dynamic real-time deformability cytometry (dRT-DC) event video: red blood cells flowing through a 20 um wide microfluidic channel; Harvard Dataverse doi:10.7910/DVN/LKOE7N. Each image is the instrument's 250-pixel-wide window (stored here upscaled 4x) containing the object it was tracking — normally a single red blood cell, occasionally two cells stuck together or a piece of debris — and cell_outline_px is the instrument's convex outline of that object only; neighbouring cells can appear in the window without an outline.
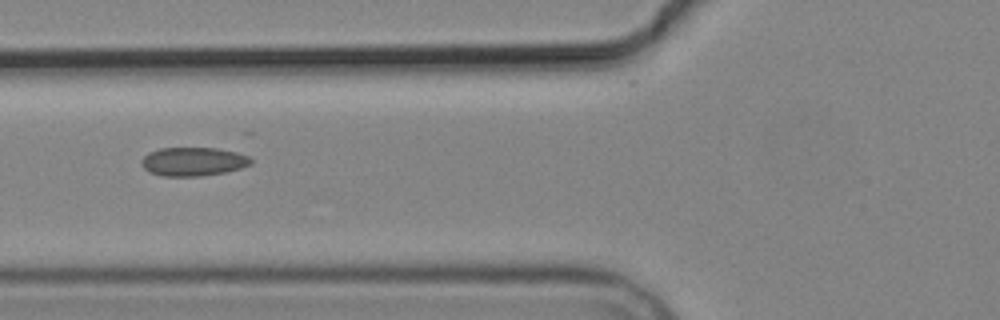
{"species": "common noctule bat (a hibernating species)", "species_latin": "Nyctalus noctula", "temperature_condition": "cold", "stored_images_in_passage": 5, "camera_frame_rate_fps": 3000, "um_per_image_px": 0.085, "animal": {"sex": "male", "body_mass_g": 19.2, "forearm_length_mm": 51.8}, "frame": {"image": 1, "passage_image": 3, "time_ms": 2.333, "image_size_px": [1000, 320], "cell_outline_px": [[252, 164], [240, 168], [224, 172], [200, 176], [160, 176], [144, 168], [140, 164], [140, 160], [148, 152], [160, 148], [216, 148], [236, 152], [248, 156], [252, 160]], "centroid_in_image_um": [16.4, 13.73], "position_along_channel_um": 109.4, "area_um2": 18.26}}
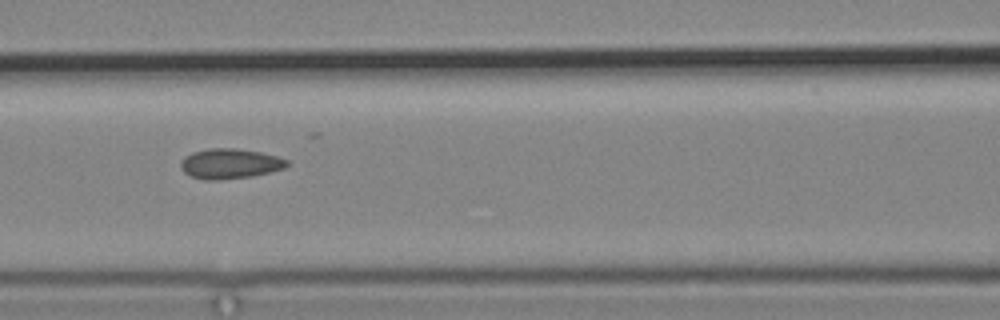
{"frame": {"image": 2, "passage_image": 4, "time_ms": 3.333, "image_size_px": [1000, 320], "cell_outline_px": [[288, 164], [284, 168], [252, 176], [216, 180], [208, 180], [192, 176], [184, 172], [180, 168], [180, 164], [184, 156], [192, 152], [208, 148], [236, 148], [260, 152], [276, 156], [288, 160]], "centroid_in_image_um": [19.51, 13.9], "position_along_channel_um": 147.1, "area_um2": 18.5}}
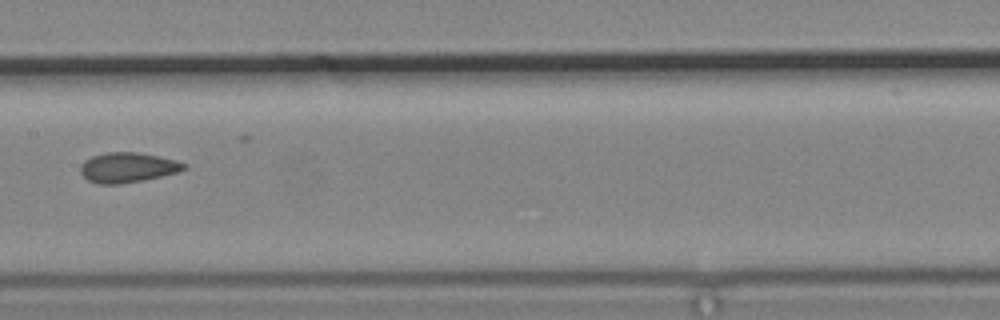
{"frame": {"image": 3, "passage_image": 5, "time_ms": 4.667, "image_size_px": [1000, 320], "cell_outline_px": [[188, 168], [180, 172], [144, 180], [120, 184], [96, 184], [88, 180], [80, 172], [80, 164], [84, 160], [92, 156], [104, 152], [136, 152], [176, 160], [188, 164]], "centroid_in_image_um": [10.86, 14.24], "position_along_channel_um": 196.5, "area_um2": 18.32}}